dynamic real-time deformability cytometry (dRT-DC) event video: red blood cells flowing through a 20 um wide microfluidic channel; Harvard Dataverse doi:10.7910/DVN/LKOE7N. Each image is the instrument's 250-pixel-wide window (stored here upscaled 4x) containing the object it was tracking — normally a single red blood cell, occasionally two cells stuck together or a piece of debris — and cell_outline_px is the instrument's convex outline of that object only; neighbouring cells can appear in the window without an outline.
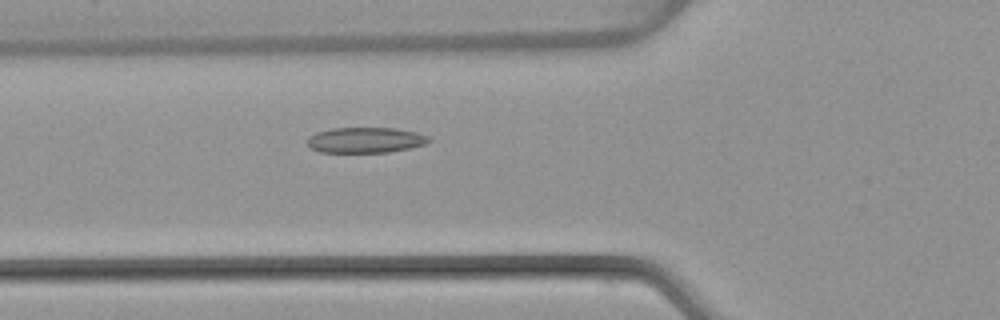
{"species": "common noctule bat (a hibernating species)", "species_latin": "Nyctalus noctula", "temperature_condition": "warm", "stored_images_in_passage": 51, "camera_frame_rate_fps": 3000, "um_per_image_px": 0.085, "animal": {"sex": "female", "body_mass_g": 22.7, "forearm_length_mm": 54.2}, "frame": {"image": 1, "passage_image": 19, "time_ms": 6.0, "image_size_px": [1000, 320], "cell_outline_px": [[432, 140], [424, 144], [412, 148], [388, 152], [320, 152], [308, 148], [308, 136], [316, 132], [332, 128], [396, 128], [416, 132], [428, 136]], "centroid_in_image_um": [31.05, 11.91], "position_along_channel_um": 94.7, "area_um2": 18.21}}
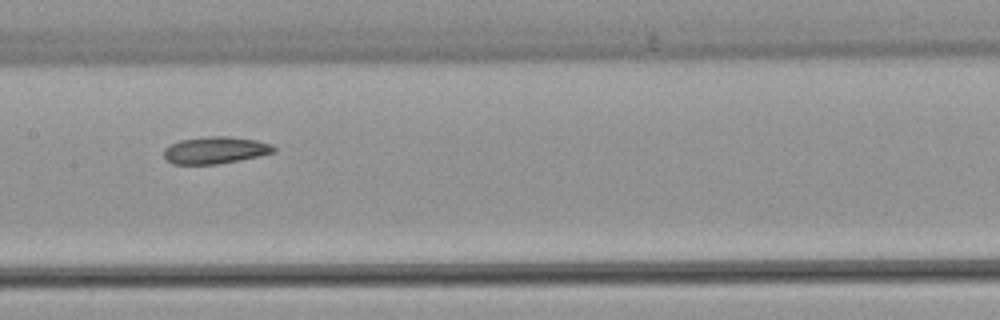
{"frame": {"image": 2, "passage_image": 26, "time_ms": 8.333, "image_size_px": [1000, 320], "cell_outline_px": [[276, 152], [260, 156], [216, 164], [172, 164], [164, 160], [164, 148], [168, 144], [180, 140], [208, 136], [228, 136], [256, 140], [272, 144], [276, 148]], "centroid_in_image_um": [18.28, 12.76], "position_along_channel_um": 189.1, "area_um2": 17.51}}
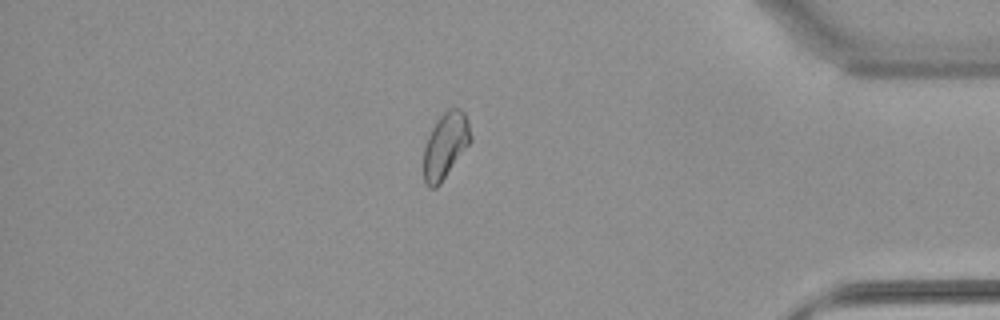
{"frame": {"image": 3, "passage_image": 44, "time_ms": 14.333, "image_size_px": [1000, 320], "cell_outline_px": [[472, 140], [440, 184], [436, 188], [428, 188], [424, 184], [424, 148], [428, 136], [436, 120], [448, 108], [460, 108], [464, 112], [468, 120], [472, 136]], "centroid_in_image_um": [37.86, 12.37], "position_along_channel_um": 397.3, "area_um2": 18.09}, "authors_computed_cell_mechanics": {"area_um2": 18.6116, "velocity_mm_per_s": 4.0321, "shape_relaxation_time_tau1_ms": null, "shape_relaxation_time_tau2_ms": 5.934, "deformation_change_tau1": null, "deformation_change_tau2": 0.1099}}